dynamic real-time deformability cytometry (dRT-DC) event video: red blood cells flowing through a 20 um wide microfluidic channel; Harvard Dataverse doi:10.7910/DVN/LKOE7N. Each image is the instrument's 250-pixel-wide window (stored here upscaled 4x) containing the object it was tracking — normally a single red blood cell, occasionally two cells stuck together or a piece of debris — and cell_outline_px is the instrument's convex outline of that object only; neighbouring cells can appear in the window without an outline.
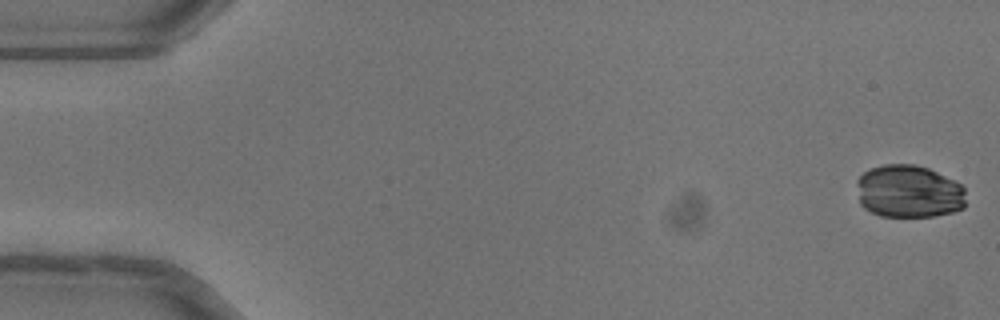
{"species": "common noctule bat (a hibernating species)", "species_latin": "Nyctalus noctula", "temperature_condition": "warm", "stored_images_in_passage": 51, "camera_frame_rate_fps": 3000, "um_per_image_px": 0.085, "animal": {"sex": "female"}, "frame": {"image": 1, "passage_image": 1, "time_ms": 0.0, "image_size_px": [1000, 320], "cell_outline_px": [[964, 208], [952, 212], [932, 216], [880, 216], [864, 208], [860, 204], [856, 184], [856, 180], [864, 172], [872, 168], [884, 164], [912, 164], [928, 168], [960, 184], [964, 188]], "centroid_in_image_um": [77.21, 16.27], "position_along_channel_um": 7.8, "area_um2": 33.52}}
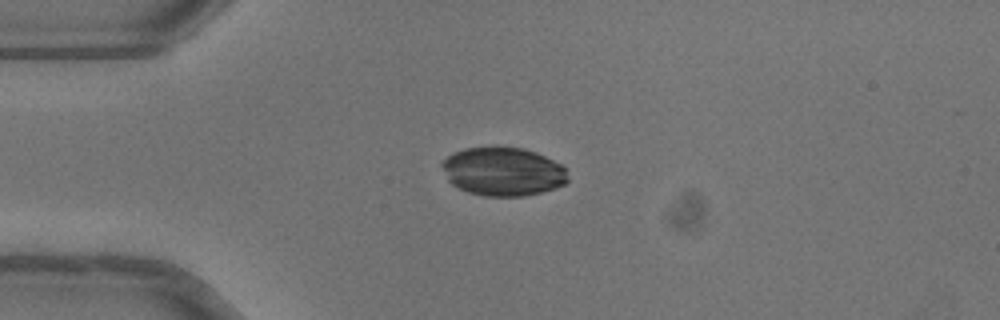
{"frame": {"image": 2, "passage_image": 13, "time_ms": 4.0, "image_size_px": [1000, 320], "cell_outline_px": [[568, 180], [564, 184], [556, 188], [524, 196], [484, 196], [468, 192], [452, 184], [448, 180], [440, 164], [452, 152], [464, 148], [496, 144], [524, 148], [536, 152], [560, 164], [564, 168]], "centroid_in_image_um": [42.72, 14.54], "position_along_channel_um": 42.3, "area_um2": 36.18}}
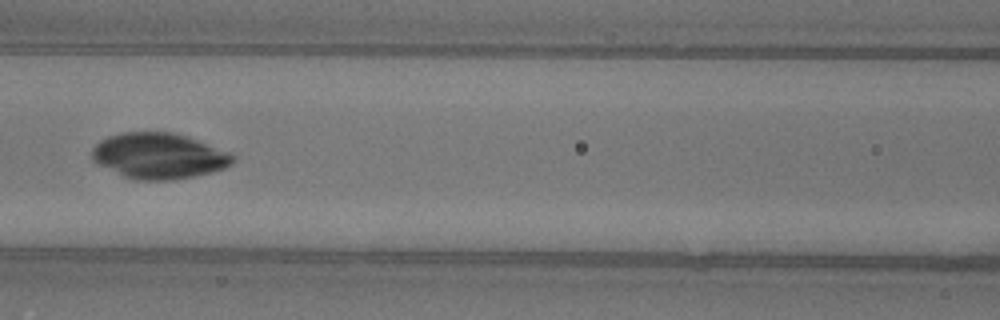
{"frame": {"image": 3, "passage_image": 23, "time_ms": 7.333, "image_size_px": [1000, 320], "cell_outline_px": [[236, 156], [232, 164], [224, 168], [212, 172], [192, 176], [168, 180], [136, 180], [124, 176], [92, 160], [92, 148], [100, 140], [108, 136], [120, 132], [176, 132], [188, 136], [232, 152]], "centroid_in_image_um": [13.55, 13.23], "position_along_channel_um": 153.1, "area_um2": 37.69}}